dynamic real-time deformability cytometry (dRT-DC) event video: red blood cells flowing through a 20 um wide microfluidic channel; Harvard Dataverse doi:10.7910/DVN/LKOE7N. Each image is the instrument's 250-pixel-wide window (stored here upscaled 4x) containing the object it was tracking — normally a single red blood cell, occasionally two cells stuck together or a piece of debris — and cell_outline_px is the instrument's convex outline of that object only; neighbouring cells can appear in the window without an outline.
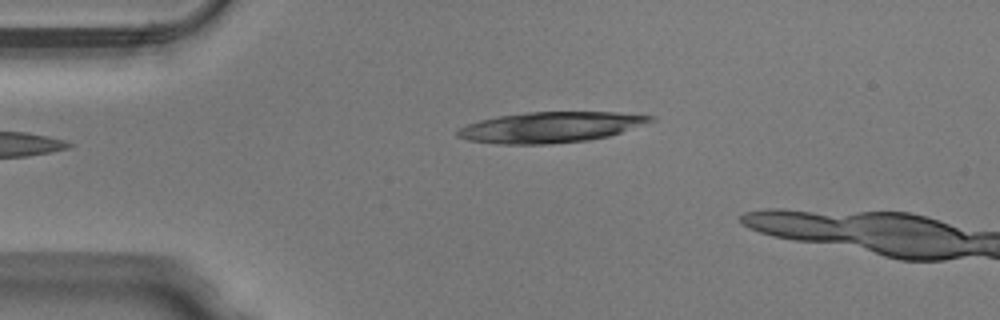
{"species": "Egyptian fruit bat (a non-hibernating species)", "species_latin": "Rousettus aegyptiacus", "temperature_condition": "warm", "stored_images_in_passage": 5, "camera_frame_rate_fps": 3000, "um_per_image_px": 0.085, "animal": {"sex": "male"}, "frame": {"image": 1, "passage_image": 1, "time_ms": 0.0, "image_size_px": [1000, 320], "cell_outline_px": [[656, 120], [608, 136], [588, 140], [548, 144], [500, 144], [468, 140], [456, 136], [456, 132], [460, 128], [468, 124], [480, 120], [496, 116], [528, 112], [616, 112], [656, 116]], "centroid_in_image_um": [46.79, 10.81], "position_along_channel_um": 38.2, "area_um2": 34.33}}